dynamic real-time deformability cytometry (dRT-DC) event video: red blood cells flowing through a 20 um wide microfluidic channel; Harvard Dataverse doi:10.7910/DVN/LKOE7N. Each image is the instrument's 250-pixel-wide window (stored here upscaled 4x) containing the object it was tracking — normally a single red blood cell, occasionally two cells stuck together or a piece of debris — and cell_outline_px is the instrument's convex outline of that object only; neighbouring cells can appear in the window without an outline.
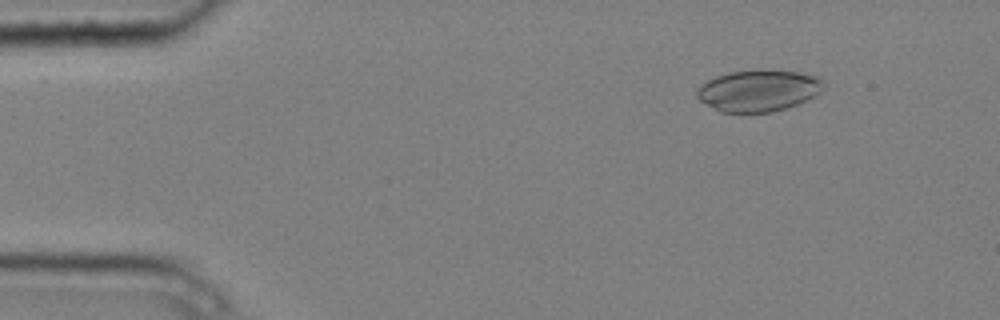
{"species": "common noctule bat (a hibernating species)", "species_latin": "Nyctalus noctula", "temperature_condition": "cold", "stored_images_in_passage": 4, "camera_frame_rate_fps": 3000, "um_per_image_px": 0.085, "animal": {"sex": "male", "body_mass_g": 20.4}, "frame": {"image": 1, "passage_image": 2, "time_ms": 0.333, "image_size_px": [1000, 320], "cell_outline_px": [[824, 88], [820, 92], [796, 104], [772, 112], [720, 112], [700, 100], [696, 96], [696, 88], [700, 84], [716, 76], [728, 72], [800, 72], [816, 76], [824, 80]], "centroid_in_image_um": [64.43, 7.72], "position_along_channel_um": 20.6, "area_um2": 29.88}}